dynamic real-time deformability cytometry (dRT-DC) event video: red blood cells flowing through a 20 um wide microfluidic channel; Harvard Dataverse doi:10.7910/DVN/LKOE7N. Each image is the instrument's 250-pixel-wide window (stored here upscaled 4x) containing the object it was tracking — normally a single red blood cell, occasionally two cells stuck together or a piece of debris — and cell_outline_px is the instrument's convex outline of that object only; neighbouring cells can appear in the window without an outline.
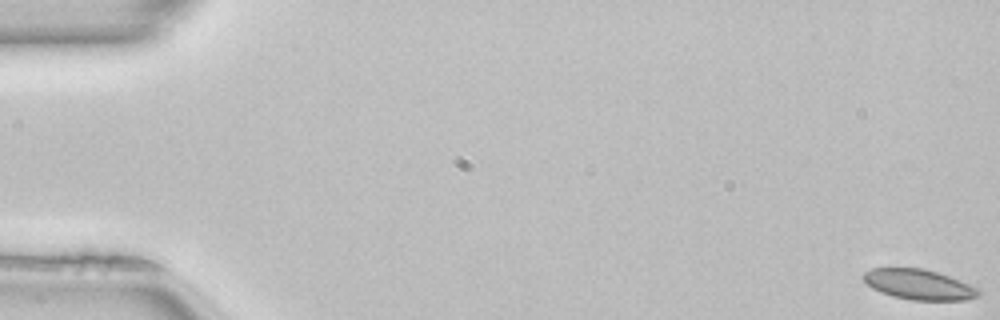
{"species": "common noctule bat (a hibernating species)", "species_latin": "Nyctalus noctula", "temperature_condition": "room temperature", "stored_images_in_passage": 48, "camera_frame_rate_fps": 3000, "um_per_image_px": 0.085, "animal": {"sex": "female", "body_mass_g": 22.7, "forearm_length_mm": 54.2}, "frame": {"image": 1, "passage_image": 1, "time_ms": 0.0, "image_size_px": [1000, 320], "cell_outline_px": [[980, 292], [976, 296], [968, 300], [912, 300], [892, 296], [880, 292], [872, 288], [864, 280], [864, 272], [872, 268], [924, 268], [948, 276], [968, 284], [976, 288]], "centroid_in_image_um": [78.07, 24.18], "position_along_channel_um": 6.9, "area_um2": 20.0}}
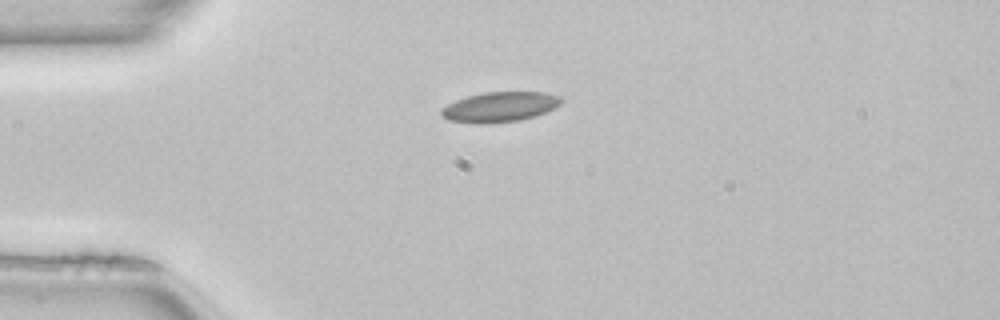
{"frame": {"image": 2, "passage_image": 10, "time_ms": 3.0, "image_size_px": [1000, 320], "cell_outline_px": [[564, 100], [556, 108], [536, 116], [520, 120], [484, 124], [476, 124], [448, 120], [440, 112], [440, 108], [456, 100], [468, 96], [484, 92], [544, 92], [560, 96]], "centroid_in_image_um": [42.51, 9.09], "position_along_channel_um": 42.5, "area_um2": 21.15}}
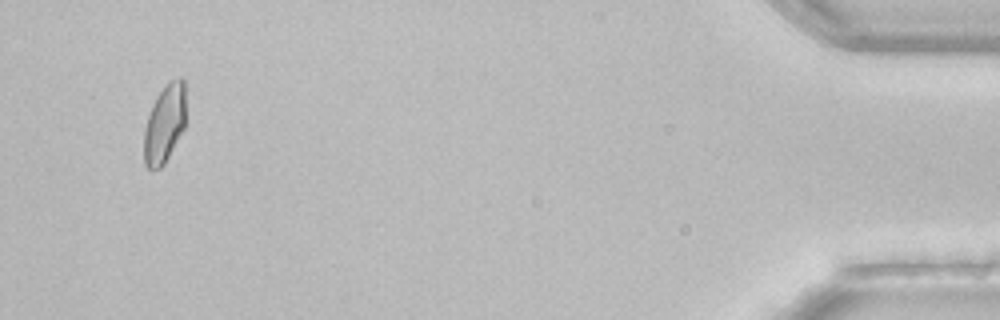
{"frame": {"image": 3, "passage_image": 46, "time_ms": 15.0, "image_size_px": [1000, 320], "cell_outline_px": [[184, 128], [164, 164], [160, 168], [148, 168], [144, 164], [144, 128], [152, 104], [156, 96], [168, 80], [180, 76], [184, 80]], "centroid_in_image_um": [13.97, 10.48], "position_along_channel_um": 421.2, "area_um2": 19.02}, "authors_computed_cell_mechanics": {"area_um2": 19.8832, "velocity_mm_per_s": 4.0406, "shape_relaxation_time_tau1_ms": 3.7499, "shape_relaxation_time_tau2_ms": 1.8676, "deformation_change_tau1": 0.0873, "deformation_change_tau2": 0.0421}}